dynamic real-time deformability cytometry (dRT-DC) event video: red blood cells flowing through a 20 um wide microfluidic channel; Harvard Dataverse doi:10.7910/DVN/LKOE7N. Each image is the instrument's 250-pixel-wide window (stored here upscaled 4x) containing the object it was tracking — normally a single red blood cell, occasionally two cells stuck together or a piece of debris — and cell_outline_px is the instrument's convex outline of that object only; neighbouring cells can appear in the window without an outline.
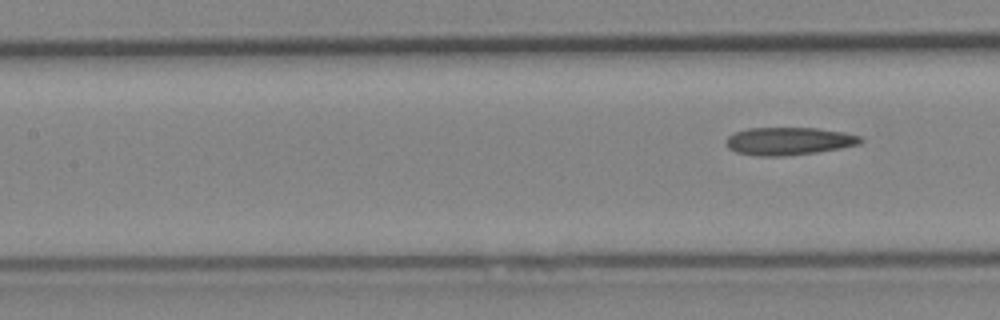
{"species": "Egyptian fruit bat (a non-hibernating species)", "species_latin": "Rousettus aegyptiacus", "temperature_condition": "cold", "stored_images_in_passage": 8, "segment_of_instrument_passage": [2, 2], "camera_frame_rate_fps": 3000, "um_per_image_px": 0.085, "animal": {"sex": "female"}, "frame": {"image": 1, "passage_image": 8, "time_ms": 8.667, "image_size_px": [1000, 320], "cell_outline_px": [[864, 140], [860, 144], [840, 148], [816, 152], [788, 156], [756, 156], [736, 152], [728, 148], [724, 140], [728, 136], [736, 132], [748, 128], [816, 128], [844, 132], [860, 136]], "centroid_in_image_um": [67.03, 12.0], "position_along_channel_um": 140.4, "area_um2": 21.85}}